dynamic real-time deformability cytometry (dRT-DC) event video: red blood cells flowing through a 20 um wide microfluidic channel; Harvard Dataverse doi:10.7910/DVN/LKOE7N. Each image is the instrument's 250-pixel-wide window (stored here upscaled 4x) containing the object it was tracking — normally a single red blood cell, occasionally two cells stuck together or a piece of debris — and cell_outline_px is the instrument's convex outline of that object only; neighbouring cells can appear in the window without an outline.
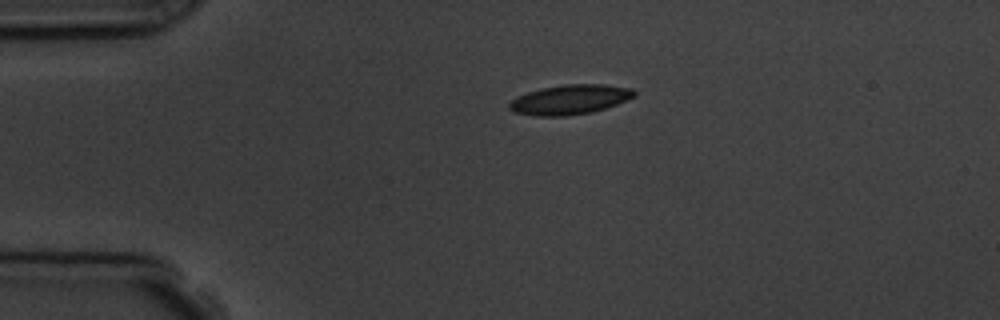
{"species": "common noctule bat (a hibernating species)", "species_latin": "Nyctalus noctula", "temperature_condition": "room temperature", "stored_images_in_passage": 3, "camera_frame_rate_fps": 3000, "um_per_image_px": 0.085, "animal": {"sex": "male", "body_mass_g": 19.5, "forearm_length_mm": 54.6}, "frame": {"image": 1, "passage_image": 1, "time_ms": 0.0, "image_size_px": [1000, 320], "cell_outline_px": [[636, 96], [616, 104], [592, 112], [564, 116], [532, 116], [512, 112], [508, 108], [508, 104], [516, 96], [528, 92], [544, 88], [564, 84], [604, 84], [632, 88], [636, 92]], "centroid_in_image_um": [48.42, 8.47], "position_along_channel_um": 36.6, "area_um2": 21.68}}
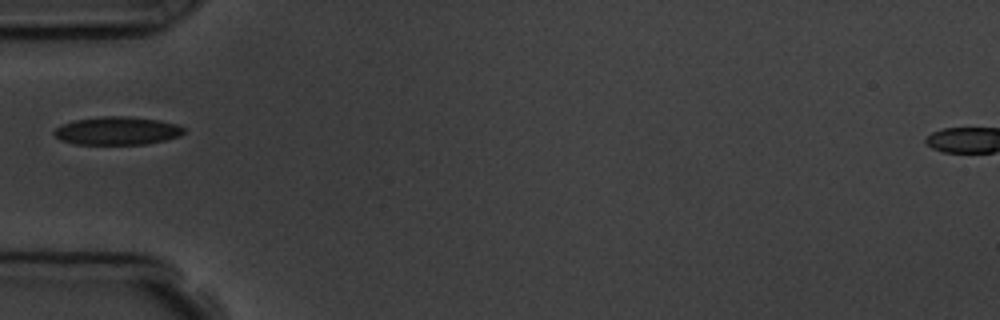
{"frame": {"image": 2, "passage_image": 2, "time_ms": 2.0, "image_size_px": [1000, 320], "cell_outline_px": [[184, 132], [180, 136], [164, 140], [144, 144], [76, 144], [60, 140], [52, 132], [60, 124], [72, 120], [100, 116], [128, 116], [160, 120], [180, 124], [184, 128]], "centroid_in_image_um": [9.95, 11.1], "position_along_channel_um": 75.1, "area_um2": 21.5}}